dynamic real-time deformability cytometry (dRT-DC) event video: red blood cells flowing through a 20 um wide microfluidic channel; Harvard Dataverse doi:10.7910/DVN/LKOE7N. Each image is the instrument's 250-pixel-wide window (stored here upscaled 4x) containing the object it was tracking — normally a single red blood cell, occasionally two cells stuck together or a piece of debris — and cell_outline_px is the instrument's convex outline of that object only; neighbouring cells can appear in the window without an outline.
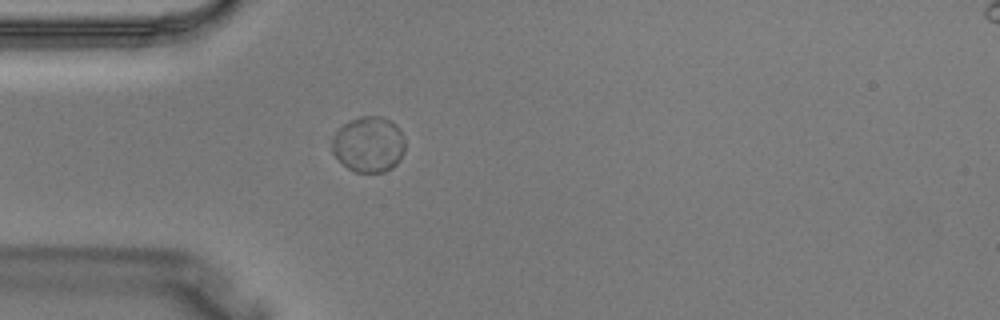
{"species": "Egyptian fruit bat (a non-hibernating species)", "species_latin": "Rousettus aegyptiacus", "temperature_condition": "warm", "stored_images_in_passage": 2, "camera_frame_rate_fps": 3000, "um_per_image_px": 0.085, "animal": {"sex": "male"}, "frame": {"image": 1, "passage_image": 2, "time_ms": 0.333, "image_size_px": [1000, 320], "cell_outline_px": [[404, 152], [400, 160], [392, 168], [384, 172], [356, 172], [348, 168], [332, 152], [332, 140], [336, 132], [344, 124], [360, 116], [380, 116], [392, 120], [400, 128], [404, 140]], "centroid_in_image_um": [31.37, 12.26], "position_along_channel_um": 53.6, "area_um2": 23.7}}